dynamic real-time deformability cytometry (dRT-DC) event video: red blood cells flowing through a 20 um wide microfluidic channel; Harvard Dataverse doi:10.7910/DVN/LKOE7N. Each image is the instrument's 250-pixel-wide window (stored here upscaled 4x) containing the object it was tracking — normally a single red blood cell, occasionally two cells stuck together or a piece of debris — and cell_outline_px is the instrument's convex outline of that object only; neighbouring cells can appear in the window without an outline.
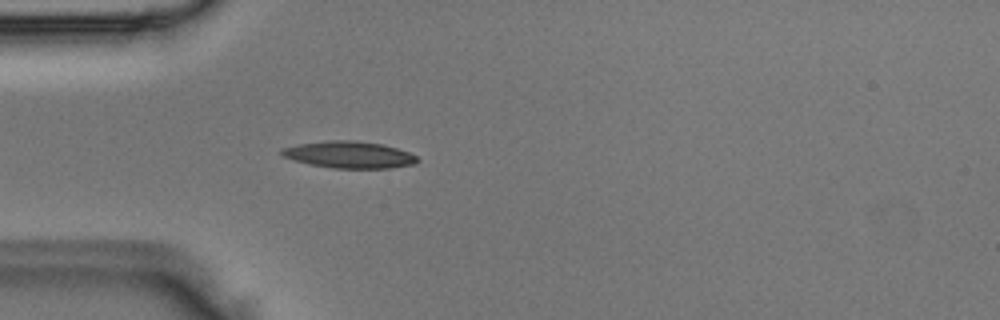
{"species": "Egyptian fruit bat (a non-hibernating species)", "species_latin": "Rousettus aegyptiacus", "temperature_condition": "room temperature", "stored_images_in_passage": 2, "camera_frame_rate_fps": 3000, "um_per_image_px": 0.085, "animal": {"sex": "male"}, "frame": {"image": 1, "passage_image": 2, "time_ms": 0.333, "image_size_px": [1000, 320], "cell_outline_px": [[420, 160], [416, 164], [388, 168], [332, 168], [308, 164], [280, 156], [280, 148], [296, 144], [328, 140], [356, 140], [380, 144], [396, 148], [408, 152], [416, 156]], "centroid_in_image_um": [29.63, 13.15], "position_along_channel_um": 55.4, "area_um2": 21.39}}